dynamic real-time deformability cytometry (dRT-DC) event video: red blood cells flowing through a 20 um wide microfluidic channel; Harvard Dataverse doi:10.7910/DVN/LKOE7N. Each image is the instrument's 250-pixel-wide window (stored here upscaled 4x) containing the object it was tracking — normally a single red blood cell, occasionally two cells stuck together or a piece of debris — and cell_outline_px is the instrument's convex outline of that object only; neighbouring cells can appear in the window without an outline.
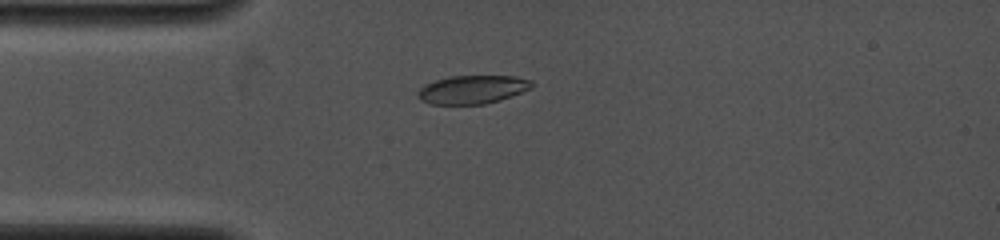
{"species": "common noctule bat (a hibernating species)", "species_latin": "Nyctalus noctula", "temperature_condition": "cold", "stored_images_in_passage": 9, "camera_frame_rate_fps": 4000, "um_per_image_px": 0.085, "animal": {"sex": "female", "body_mass_g": 19.0, "forearm_length_mm": 53.3}, "frame": {"image": 1, "passage_image": 6, "time_ms": 3.75, "image_size_px": [1000, 240], "cell_outline_px": [[536, 84], [532, 88], [500, 100], [484, 104], [428, 104], [420, 100], [416, 96], [416, 92], [424, 84], [436, 80], [452, 76], [516, 76], [532, 80]], "centroid_in_image_um": [40.15, 7.61], "position_along_channel_um": 44.8, "area_um2": 19.07}}
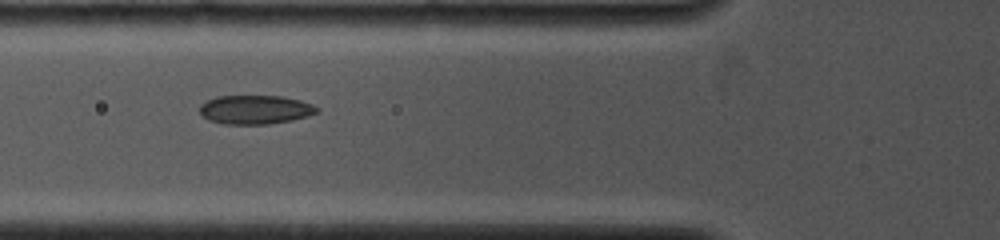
{"frame": {"image": 2, "passage_image": 8, "time_ms": 5.5, "image_size_px": [1000, 240], "cell_outline_px": [[320, 112], [308, 116], [292, 120], [268, 124], [224, 124], [208, 120], [200, 112], [200, 104], [216, 96], [280, 96], [300, 100], [312, 104], [320, 108]], "centroid_in_image_um": [21.72, 9.32], "position_along_channel_um": 104.1, "area_um2": 19.83}}
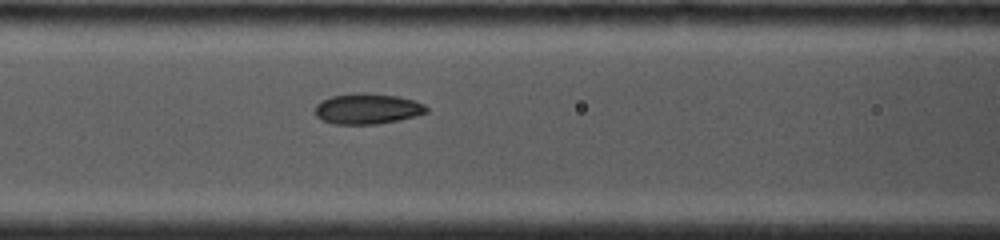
{"frame": {"image": 3, "passage_image": 9, "time_ms": 6.25, "image_size_px": [1000, 240], "cell_outline_px": [[428, 112], [416, 116], [400, 120], [376, 124], [332, 124], [320, 120], [316, 116], [316, 104], [320, 100], [332, 96], [352, 92], [368, 92], [396, 96], [412, 100], [424, 104], [428, 108]], "centroid_in_image_um": [31.2, 9.24], "position_along_channel_um": 135.4, "area_um2": 20.17}}